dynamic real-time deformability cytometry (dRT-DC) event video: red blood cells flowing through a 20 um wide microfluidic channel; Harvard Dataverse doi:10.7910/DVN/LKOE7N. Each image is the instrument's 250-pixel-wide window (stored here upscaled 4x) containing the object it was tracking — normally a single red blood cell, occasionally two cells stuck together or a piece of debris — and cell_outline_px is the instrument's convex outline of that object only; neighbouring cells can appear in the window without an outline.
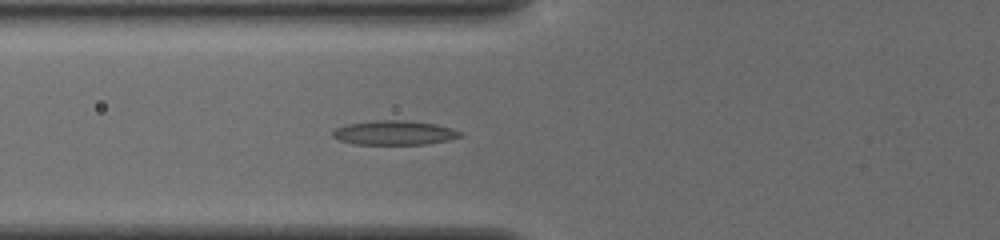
{"species": "common noctule bat (a hibernating species)", "species_latin": "Nyctalus noctula", "temperature_condition": "cold", "stored_images_in_passage": 2, "camera_frame_rate_fps": 3000, "um_per_image_px": 0.085, "animal": {"sex": "female", "body_mass_g": 19.5, "forearm_length_mm": 54.1}, "frame": {"image": 1, "passage_image": 2, "time_ms": 0.333, "image_size_px": [1000, 240], "cell_outline_px": [[464, 136], [448, 140], [424, 144], [356, 144], [340, 140], [332, 136], [332, 132], [336, 128], [348, 124], [372, 120], [404, 120], [436, 124], [452, 128], [460, 132]], "centroid_in_image_um": [33.53, 11.28], "position_along_channel_um": 92.3, "area_um2": 17.98}}